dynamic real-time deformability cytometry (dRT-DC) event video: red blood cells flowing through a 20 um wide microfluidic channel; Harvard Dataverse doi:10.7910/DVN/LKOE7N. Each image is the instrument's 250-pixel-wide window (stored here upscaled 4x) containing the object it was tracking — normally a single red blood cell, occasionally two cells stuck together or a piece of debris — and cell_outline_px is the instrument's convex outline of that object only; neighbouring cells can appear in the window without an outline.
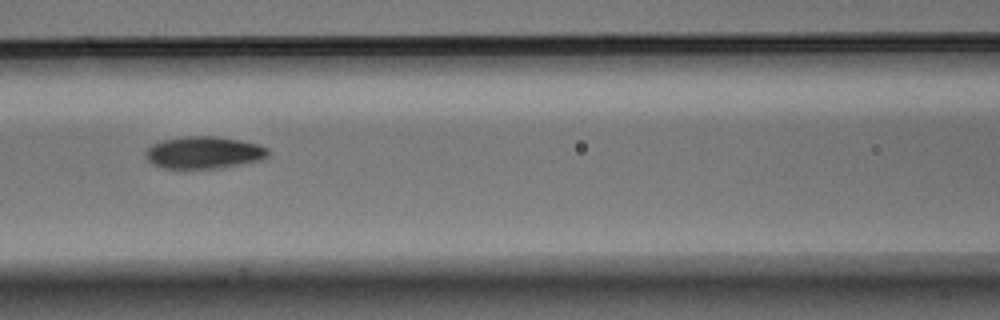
{"species": "Egyptian fruit bat (a non-hibernating species)", "species_latin": "Rousettus aegyptiacus", "temperature_condition": "warm", "stored_images_in_passage": 7, "camera_frame_rate_fps": 3000, "um_per_image_px": 0.085, "animal": {"sex": "male"}, "frame": {"image": 1, "passage_image": 6, "time_ms": 1.667, "image_size_px": [1000, 320], "cell_outline_px": [[268, 156], [260, 160], [224, 168], [164, 168], [152, 164], [144, 156], [144, 152], [152, 144], [164, 140], [184, 136], [216, 136], [240, 140], [260, 144], [268, 148]], "centroid_in_image_um": [17.34, 12.96], "position_along_channel_um": 149.3, "area_um2": 23.12}}
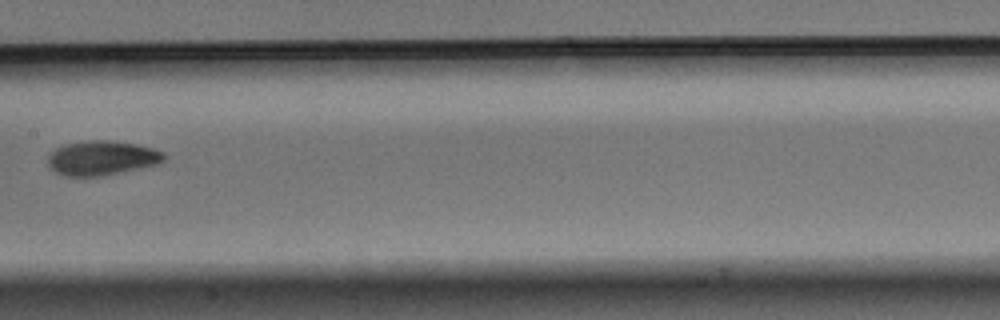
{"frame": {"image": 2, "passage_image": 7, "time_ms": 2.0, "image_size_px": [1000, 320], "cell_outline_px": [[164, 160], [156, 164], [100, 176], [60, 176], [48, 164], [48, 156], [56, 148], [68, 144], [92, 140], [108, 140], [136, 144], [152, 148], [164, 152]], "centroid_in_image_um": [8.63, 13.43], "position_along_channel_um": 198.8, "area_um2": 22.89}}